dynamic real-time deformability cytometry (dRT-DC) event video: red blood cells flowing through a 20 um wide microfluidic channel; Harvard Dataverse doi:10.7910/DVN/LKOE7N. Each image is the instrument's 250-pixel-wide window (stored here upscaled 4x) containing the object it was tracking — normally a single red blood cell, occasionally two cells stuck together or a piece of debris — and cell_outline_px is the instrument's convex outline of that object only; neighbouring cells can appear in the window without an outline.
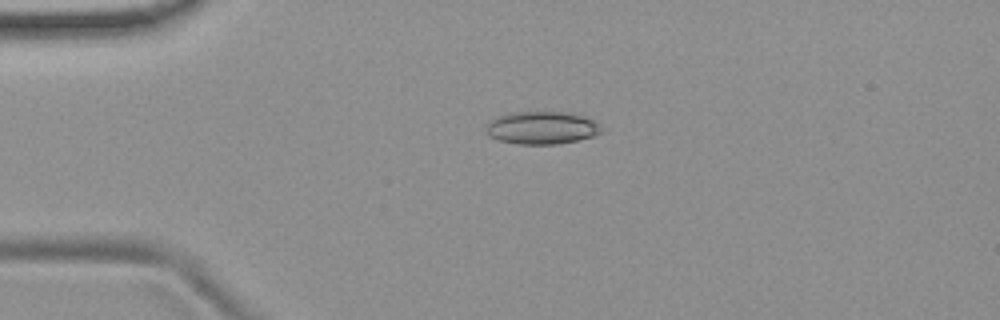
{"species": "common noctule bat (a hibernating species)", "species_latin": "Nyctalus noctula", "temperature_condition": "room temperature", "stored_images_in_passage": 54, "camera_frame_rate_fps": 3000, "um_per_image_px": 0.085, "animal": {"sex": "female", "body_mass_g": 19.9}, "frame": {"image": 1, "passage_image": 13, "time_ms": 4.0, "image_size_px": [1000, 320], "cell_outline_px": [[604, 128], [596, 136], [580, 140], [556, 144], [516, 144], [500, 140], [488, 136], [488, 120], [496, 116], [508, 112], [572, 112], [584, 116], [600, 124]], "centroid_in_image_um": [46.09, 10.85], "position_along_channel_um": 38.9, "area_um2": 22.31}}
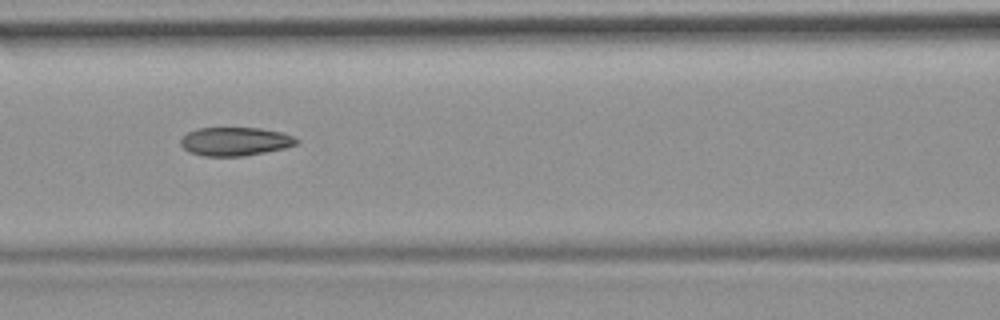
{"frame": {"image": 2, "passage_image": 24, "time_ms": 7.667, "image_size_px": [1000, 320], "cell_outline_px": [[300, 140], [296, 144], [284, 148], [244, 156], [204, 156], [188, 152], [180, 144], [180, 140], [188, 132], [196, 128], [260, 128], [284, 132]], "centroid_in_image_um": [19.98, 12.02], "position_along_channel_um": 146.6, "area_um2": 19.31}}
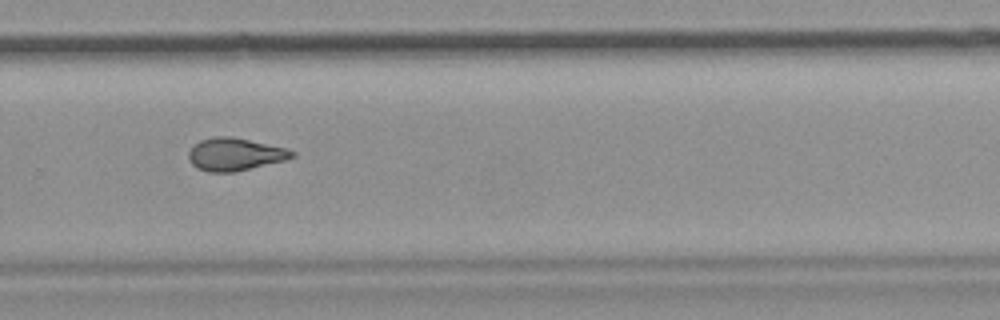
{"frame": {"image": 3, "passage_image": 37, "time_ms": 12.0, "image_size_px": [1000, 320], "cell_outline_px": [[296, 156], [288, 160], [236, 172], [208, 172], [196, 168], [188, 160], [188, 152], [200, 140], [212, 136], [228, 136], [248, 140], [284, 148], [296, 152]], "centroid_in_image_um": [19.97, 13.14], "position_along_channel_um": 309.8, "area_um2": 19.77}, "authors_computed_cell_mechanics": {"area_um2": 20.3167, "velocity_mm_per_s": 3.7785, "shape_relaxation_time_tau1_ms": null, "shape_relaxation_time_tau2_ms": 2.603, "deformation_change_tau1": null, "deformation_change_tau2": 0.0893}}